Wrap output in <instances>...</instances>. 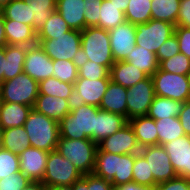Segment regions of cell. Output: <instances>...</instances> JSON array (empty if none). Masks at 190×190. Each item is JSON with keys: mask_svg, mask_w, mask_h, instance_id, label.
I'll return each mask as SVG.
<instances>
[{"mask_svg": "<svg viewBox=\"0 0 190 190\" xmlns=\"http://www.w3.org/2000/svg\"><path fill=\"white\" fill-rule=\"evenodd\" d=\"M128 122L134 130L140 148L158 145V133L154 119L146 115L132 118Z\"/></svg>", "mask_w": 190, "mask_h": 190, "instance_id": "603a6c76", "label": "cell"}, {"mask_svg": "<svg viewBox=\"0 0 190 190\" xmlns=\"http://www.w3.org/2000/svg\"><path fill=\"white\" fill-rule=\"evenodd\" d=\"M179 119L185 135L190 136V100L183 103V108L179 114Z\"/></svg>", "mask_w": 190, "mask_h": 190, "instance_id": "f5cc1de1", "label": "cell"}, {"mask_svg": "<svg viewBox=\"0 0 190 190\" xmlns=\"http://www.w3.org/2000/svg\"><path fill=\"white\" fill-rule=\"evenodd\" d=\"M155 190H190V180L177 176L171 180L158 183Z\"/></svg>", "mask_w": 190, "mask_h": 190, "instance_id": "c3c4849f", "label": "cell"}, {"mask_svg": "<svg viewBox=\"0 0 190 190\" xmlns=\"http://www.w3.org/2000/svg\"><path fill=\"white\" fill-rule=\"evenodd\" d=\"M87 188H91V190H112L114 187L110 181L99 178L94 174H88Z\"/></svg>", "mask_w": 190, "mask_h": 190, "instance_id": "816d5d0a", "label": "cell"}, {"mask_svg": "<svg viewBox=\"0 0 190 190\" xmlns=\"http://www.w3.org/2000/svg\"><path fill=\"white\" fill-rule=\"evenodd\" d=\"M39 95V83L24 71L0 84V102L19 103L33 108Z\"/></svg>", "mask_w": 190, "mask_h": 190, "instance_id": "5b68a950", "label": "cell"}, {"mask_svg": "<svg viewBox=\"0 0 190 190\" xmlns=\"http://www.w3.org/2000/svg\"><path fill=\"white\" fill-rule=\"evenodd\" d=\"M163 147L177 176L190 180V136L179 137L174 141L165 143Z\"/></svg>", "mask_w": 190, "mask_h": 190, "instance_id": "2e32d148", "label": "cell"}, {"mask_svg": "<svg viewBox=\"0 0 190 190\" xmlns=\"http://www.w3.org/2000/svg\"><path fill=\"white\" fill-rule=\"evenodd\" d=\"M98 108L73 102L71 111L59 122L60 138L75 140L90 138L93 141Z\"/></svg>", "mask_w": 190, "mask_h": 190, "instance_id": "6da1fadb", "label": "cell"}, {"mask_svg": "<svg viewBox=\"0 0 190 190\" xmlns=\"http://www.w3.org/2000/svg\"><path fill=\"white\" fill-rule=\"evenodd\" d=\"M127 90V120L146 116L155 97L152 78L147 77Z\"/></svg>", "mask_w": 190, "mask_h": 190, "instance_id": "30bf717a", "label": "cell"}, {"mask_svg": "<svg viewBox=\"0 0 190 190\" xmlns=\"http://www.w3.org/2000/svg\"><path fill=\"white\" fill-rule=\"evenodd\" d=\"M83 175L66 158L56 150L49 152L45 175L42 184L48 188L53 186H72Z\"/></svg>", "mask_w": 190, "mask_h": 190, "instance_id": "8992f818", "label": "cell"}, {"mask_svg": "<svg viewBox=\"0 0 190 190\" xmlns=\"http://www.w3.org/2000/svg\"><path fill=\"white\" fill-rule=\"evenodd\" d=\"M148 165L146 159L140 152L135 154L133 182L143 186L154 187V178L152 173H150Z\"/></svg>", "mask_w": 190, "mask_h": 190, "instance_id": "b9f144b4", "label": "cell"}, {"mask_svg": "<svg viewBox=\"0 0 190 190\" xmlns=\"http://www.w3.org/2000/svg\"><path fill=\"white\" fill-rule=\"evenodd\" d=\"M53 77L62 82L74 84L78 79V62L71 60H53Z\"/></svg>", "mask_w": 190, "mask_h": 190, "instance_id": "ab89813d", "label": "cell"}, {"mask_svg": "<svg viewBox=\"0 0 190 190\" xmlns=\"http://www.w3.org/2000/svg\"><path fill=\"white\" fill-rule=\"evenodd\" d=\"M56 151L69 160L82 175L93 174L97 143L89 139L59 138Z\"/></svg>", "mask_w": 190, "mask_h": 190, "instance_id": "277c9868", "label": "cell"}, {"mask_svg": "<svg viewBox=\"0 0 190 190\" xmlns=\"http://www.w3.org/2000/svg\"><path fill=\"white\" fill-rule=\"evenodd\" d=\"M135 163V154L120 155L118 176H114L111 181L113 187L126 184L133 181V167Z\"/></svg>", "mask_w": 190, "mask_h": 190, "instance_id": "60d3db41", "label": "cell"}, {"mask_svg": "<svg viewBox=\"0 0 190 190\" xmlns=\"http://www.w3.org/2000/svg\"><path fill=\"white\" fill-rule=\"evenodd\" d=\"M56 11L72 30L85 29L84 0H56Z\"/></svg>", "mask_w": 190, "mask_h": 190, "instance_id": "ac0fdd59", "label": "cell"}, {"mask_svg": "<svg viewBox=\"0 0 190 190\" xmlns=\"http://www.w3.org/2000/svg\"><path fill=\"white\" fill-rule=\"evenodd\" d=\"M5 19L3 16V12L0 9V48H4L7 44V39L5 36V28H4Z\"/></svg>", "mask_w": 190, "mask_h": 190, "instance_id": "11a10c76", "label": "cell"}, {"mask_svg": "<svg viewBox=\"0 0 190 190\" xmlns=\"http://www.w3.org/2000/svg\"><path fill=\"white\" fill-rule=\"evenodd\" d=\"M32 147L51 152L56 150L60 138L59 123L33 108L24 123Z\"/></svg>", "mask_w": 190, "mask_h": 190, "instance_id": "7a4b0ae2", "label": "cell"}, {"mask_svg": "<svg viewBox=\"0 0 190 190\" xmlns=\"http://www.w3.org/2000/svg\"><path fill=\"white\" fill-rule=\"evenodd\" d=\"M72 103L64 98L38 95L33 109L58 123L71 111Z\"/></svg>", "mask_w": 190, "mask_h": 190, "instance_id": "ffe728a7", "label": "cell"}, {"mask_svg": "<svg viewBox=\"0 0 190 190\" xmlns=\"http://www.w3.org/2000/svg\"><path fill=\"white\" fill-rule=\"evenodd\" d=\"M176 27L190 28V0H181Z\"/></svg>", "mask_w": 190, "mask_h": 190, "instance_id": "f907efd6", "label": "cell"}, {"mask_svg": "<svg viewBox=\"0 0 190 190\" xmlns=\"http://www.w3.org/2000/svg\"><path fill=\"white\" fill-rule=\"evenodd\" d=\"M187 78H188V82H189V85H190V71L187 73Z\"/></svg>", "mask_w": 190, "mask_h": 190, "instance_id": "e7e4bbea", "label": "cell"}, {"mask_svg": "<svg viewBox=\"0 0 190 190\" xmlns=\"http://www.w3.org/2000/svg\"><path fill=\"white\" fill-rule=\"evenodd\" d=\"M4 73H6V58L4 48H0V84L4 81Z\"/></svg>", "mask_w": 190, "mask_h": 190, "instance_id": "9f6ffc18", "label": "cell"}, {"mask_svg": "<svg viewBox=\"0 0 190 190\" xmlns=\"http://www.w3.org/2000/svg\"><path fill=\"white\" fill-rule=\"evenodd\" d=\"M22 190H46V187L42 184V182H31Z\"/></svg>", "mask_w": 190, "mask_h": 190, "instance_id": "91938a15", "label": "cell"}, {"mask_svg": "<svg viewBox=\"0 0 190 190\" xmlns=\"http://www.w3.org/2000/svg\"><path fill=\"white\" fill-rule=\"evenodd\" d=\"M149 164L150 173L154 178V188L158 183L165 182L177 177V174L170 162V158L163 145H153L140 149Z\"/></svg>", "mask_w": 190, "mask_h": 190, "instance_id": "8fae6325", "label": "cell"}, {"mask_svg": "<svg viewBox=\"0 0 190 190\" xmlns=\"http://www.w3.org/2000/svg\"><path fill=\"white\" fill-rule=\"evenodd\" d=\"M31 7L34 29L37 32L56 10V0H24Z\"/></svg>", "mask_w": 190, "mask_h": 190, "instance_id": "8d00e7d4", "label": "cell"}, {"mask_svg": "<svg viewBox=\"0 0 190 190\" xmlns=\"http://www.w3.org/2000/svg\"><path fill=\"white\" fill-rule=\"evenodd\" d=\"M128 123L126 117L98 108L93 141L97 144L109 135H113Z\"/></svg>", "mask_w": 190, "mask_h": 190, "instance_id": "d6986e66", "label": "cell"}, {"mask_svg": "<svg viewBox=\"0 0 190 190\" xmlns=\"http://www.w3.org/2000/svg\"><path fill=\"white\" fill-rule=\"evenodd\" d=\"M126 21L125 13L110 0H103L100 9L99 28L110 30Z\"/></svg>", "mask_w": 190, "mask_h": 190, "instance_id": "d590c367", "label": "cell"}, {"mask_svg": "<svg viewBox=\"0 0 190 190\" xmlns=\"http://www.w3.org/2000/svg\"><path fill=\"white\" fill-rule=\"evenodd\" d=\"M85 2V28L99 27L100 9L103 0H84Z\"/></svg>", "mask_w": 190, "mask_h": 190, "instance_id": "f6af8a7d", "label": "cell"}, {"mask_svg": "<svg viewBox=\"0 0 190 190\" xmlns=\"http://www.w3.org/2000/svg\"><path fill=\"white\" fill-rule=\"evenodd\" d=\"M31 109L28 105L0 102V127L5 130L23 126Z\"/></svg>", "mask_w": 190, "mask_h": 190, "instance_id": "cb8c5ba5", "label": "cell"}, {"mask_svg": "<svg viewBox=\"0 0 190 190\" xmlns=\"http://www.w3.org/2000/svg\"><path fill=\"white\" fill-rule=\"evenodd\" d=\"M127 92V88L110 81L99 108L127 118Z\"/></svg>", "mask_w": 190, "mask_h": 190, "instance_id": "44dd1931", "label": "cell"}, {"mask_svg": "<svg viewBox=\"0 0 190 190\" xmlns=\"http://www.w3.org/2000/svg\"><path fill=\"white\" fill-rule=\"evenodd\" d=\"M155 124L157 127L159 145H164L185 135L179 117L155 120Z\"/></svg>", "mask_w": 190, "mask_h": 190, "instance_id": "836d02e7", "label": "cell"}, {"mask_svg": "<svg viewBox=\"0 0 190 190\" xmlns=\"http://www.w3.org/2000/svg\"><path fill=\"white\" fill-rule=\"evenodd\" d=\"M32 181L21 171L0 180V190H22Z\"/></svg>", "mask_w": 190, "mask_h": 190, "instance_id": "bcb514c9", "label": "cell"}, {"mask_svg": "<svg viewBox=\"0 0 190 190\" xmlns=\"http://www.w3.org/2000/svg\"><path fill=\"white\" fill-rule=\"evenodd\" d=\"M140 147L133 128L129 122L113 135L102 139L97 144V151L109 152L112 154H137Z\"/></svg>", "mask_w": 190, "mask_h": 190, "instance_id": "7c38bea8", "label": "cell"}, {"mask_svg": "<svg viewBox=\"0 0 190 190\" xmlns=\"http://www.w3.org/2000/svg\"><path fill=\"white\" fill-rule=\"evenodd\" d=\"M180 53L179 44L175 33L170 36L163 45L158 49L156 56L159 64L174 55Z\"/></svg>", "mask_w": 190, "mask_h": 190, "instance_id": "7dc6e473", "label": "cell"}, {"mask_svg": "<svg viewBox=\"0 0 190 190\" xmlns=\"http://www.w3.org/2000/svg\"><path fill=\"white\" fill-rule=\"evenodd\" d=\"M30 146L31 143L24 126L8 128L2 131L1 148L19 155Z\"/></svg>", "mask_w": 190, "mask_h": 190, "instance_id": "f1b7e54d", "label": "cell"}, {"mask_svg": "<svg viewBox=\"0 0 190 190\" xmlns=\"http://www.w3.org/2000/svg\"><path fill=\"white\" fill-rule=\"evenodd\" d=\"M81 59L106 66L110 70L115 61L108 30L86 27L81 31Z\"/></svg>", "mask_w": 190, "mask_h": 190, "instance_id": "3957f363", "label": "cell"}, {"mask_svg": "<svg viewBox=\"0 0 190 190\" xmlns=\"http://www.w3.org/2000/svg\"><path fill=\"white\" fill-rule=\"evenodd\" d=\"M72 190H91V188H87V175H83L81 179L76 181L72 185Z\"/></svg>", "mask_w": 190, "mask_h": 190, "instance_id": "6f0895ef", "label": "cell"}, {"mask_svg": "<svg viewBox=\"0 0 190 190\" xmlns=\"http://www.w3.org/2000/svg\"><path fill=\"white\" fill-rule=\"evenodd\" d=\"M124 61L138 68L148 77H151L159 69V62L156 54L137 45Z\"/></svg>", "mask_w": 190, "mask_h": 190, "instance_id": "484cf974", "label": "cell"}, {"mask_svg": "<svg viewBox=\"0 0 190 190\" xmlns=\"http://www.w3.org/2000/svg\"><path fill=\"white\" fill-rule=\"evenodd\" d=\"M182 108L183 103L180 101L155 95L147 116L154 120L179 117Z\"/></svg>", "mask_w": 190, "mask_h": 190, "instance_id": "4316f807", "label": "cell"}, {"mask_svg": "<svg viewBox=\"0 0 190 190\" xmlns=\"http://www.w3.org/2000/svg\"><path fill=\"white\" fill-rule=\"evenodd\" d=\"M19 171L18 155L0 148V180Z\"/></svg>", "mask_w": 190, "mask_h": 190, "instance_id": "ee69618b", "label": "cell"}, {"mask_svg": "<svg viewBox=\"0 0 190 190\" xmlns=\"http://www.w3.org/2000/svg\"><path fill=\"white\" fill-rule=\"evenodd\" d=\"M2 131L3 129L0 127V148L2 146Z\"/></svg>", "mask_w": 190, "mask_h": 190, "instance_id": "be15d7a7", "label": "cell"}, {"mask_svg": "<svg viewBox=\"0 0 190 190\" xmlns=\"http://www.w3.org/2000/svg\"><path fill=\"white\" fill-rule=\"evenodd\" d=\"M180 1L181 0H152L151 19L167 21L176 27Z\"/></svg>", "mask_w": 190, "mask_h": 190, "instance_id": "d6a6232c", "label": "cell"}, {"mask_svg": "<svg viewBox=\"0 0 190 190\" xmlns=\"http://www.w3.org/2000/svg\"><path fill=\"white\" fill-rule=\"evenodd\" d=\"M152 0H130L125 12L126 21L137 25L151 19Z\"/></svg>", "mask_w": 190, "mask_h": 190, "instance_id": "74e56055", "label": "cell"}, {"mask_svg": "<svg viewBox=\"0 0 190 190\" xmlns=\"http://www.w3.org/2000/svg\"><path fill=\"white\" fill-rule=\"evenodd\" d=\"M70 30L62 16L55 10L44 26L37 31V40L56 39Z\"/></svg>", "mask_w": 190, "mask_h": 190, "instance_id": "e575fe53", "label": "cell"}, {"mask_svg": "<svg viewBox=\"0 0 190 190\" xmlns=\"http://www.w3.org/2000/svg\"><path fill=\"white\" fill-rule=\"evenodd\" d=\"M74 92V84L62 82L54 77L39 82V95L64 98L73 103Z\"/></svg>", "mask_w": 190, "mask_h": 190, "instance_id": "4dcf8cb0", "label": "cell"}, {"mask_svg": "<svg viewBox=\"0 0 190 190\" xmlns=\"http://www.w3.org/2000/svg\"><path fill=\"white\" fill-rule=\"evenodd\" d=\"M162 71L173 74L185 75L190 71V59L182 53H178L173 57L162 61L159 64Z\"/></svg>", "mask_w": 190, "mask_h": 190, "instance_id": "7bdbcfd3", "label": "cell"}, {"mask_svg": "<svg viewBox=\"0 0 190 190\" xmlns=\"http://www.w3.org/2000/svg\"><path fill=\"white\" fill-rule=\"evenodd\" d=\"M49 152L35 147H28L19 157L20 171L32 182H42Z\"/></svg>", "mask_w": 190, "mask_h": 190, "instance_id": "9a60e30c", "label": "cell"}, {"mask_svg": "<svg viewBox=\"0 0 190 190\" xmlns=\"http://www.w3.org/2000/svg\"><path fill=\"white\" fill-rule=\"evenodd\" d=\"M175 25L167 21L150 19L136 25V45L157 53L163 43L174 34Z\"/></svg>", "mask_w": 190, "mask_h": 190, "instance_id": "9c48e42d", "label": "cell"}, {"mask_svg": "<svg viewBox=\"0 0 190 190\" xmlns=\"http://www.w3.org/2000/svg\"><path fill=\"white\" fill-rule=\"evenodd\" d=\"M46 190H72V186H53L46 188Z\"/></svg>", "mask_w": 190, "mask_h": 190, "instance_id": "94428289", "label": "cell"}, {"mask_svg": "<svg viewBox=\"0 0 190 190\" xmlns=\"http://www.w3.org/2000/svg\"><path fill=\"white\" fill-rule=\"evenodd\" d=\"M115 188L117 190H154V187L139 185L133 181L126 184H121Z\"/></svg>", "mask_w": 190, "mask_h": 190, "instance_id": "db71d44e", "label": "cell"}, {"mask_svg": "<svg viewBox=\"0 0 190 190\" xmlns=\"http://www.w3.org/2000/svg\"><path fill=\"white\" fill-rule=\"evenodd\" d=\"M10 1H11V0H0V9H1L4 5L8 4Z\"/></svg>", "mask_w": 190, "mask_h": 190, "instance_id": "6125c7cd", "label": "cell"}, {"mask_svg": "<svg viewBox=\"0 0 190 190\" xmlns=\"http://www.w3.org/2000/svg\"><path fill=\"white\" fill-rule=\"evenodd\" d=\"M119 154L96 151L95 168L93 174L107 181H112L118 176Z\"/></svg>", "mask_w": 190, "mask_h": 190, "instance_id": "f546056e", "label": "cell"}, {"mask_svg": "<svg viewBox=\"0 0 190 190\" xmlns=\"http://www.w3.org/2000/svg\"><path fill=\"white\" fill-rule=\"evenodd\" d=\"M109 37L114 61H124L136 46V25L125 21L110 29Z\"/></svg>", "mask_w": 190, "mask_h": 190, "instance_id": "4fadbf2b", "label": "cell"}, {"mask_svg": "<svg viewBox=\"0 0 190 190\" xmlns=\"http://www.w3.org/2000/svg\"><path fill=\"white\" fill-rule=\"evenodd\" d=\"M44 52L52 60L81 59V31L70 30L56 39L37 40Z\"/></svg>", "mask_w": 190, "mask_h": 190, "instance_id": "52a82bcc", "label": "cell"}, {"mask_svg": "<svg viewBox=\"0 0 190 190\" xmlns=\"http://www.w3.org/2000/svg\"><path fill=\"white\" fill-rule=\"evenodd\" d=\"M110 1L115 6L118 7V10L123 11L125 13L130 0H110Z\"/></svg>", "mask_w": 190, "mask_h": 190, "instance_id": "680465c9", "label": "cell"}, {"mask_svg": "<svg viewBox=\"0 0 190 190\" xmlns=\"http://www.w3.org/2000/svg\"><path fill=\"white\" fill-rule=\"evenodd\" d=\"M27 48L28 47L24 45H6L4 47L6 58L4 81L15 78L18 74L23 72Z\"/></svg>", "mask_w": 190, "mask_h": 190, "instance_id": "83f0119b", "label": "cell"}, {"mask_svg": "<svg viewBox=\"0 0 190 190\" xmlns=\"http://www.w3.org/2000/svg\"><path fill=\"white\" fill-rule=\"evenodd\" d=\"M5 36L8 45L32 46L37 44V32L28 25L14 20H5Z\"/></svg>", "mask_w": 190, "mask_h": 190, "instance_id": "7402d4cb", "label": "cell"}, {"mask_svg": "<svg viewBox=\"0 0 190 190\" xmlns=\"http://www.w3.org/2000/svg\"><path fill=\"white\" fill-rule=\"evenodd\" d=\"M110 70L103 65L90 60L80 59L78 61V78L88 80L110 79Z\"/></svg>", "mask_w": 190, "mask_h": 190, "instance_id": "f35d334b", "label": "cell"}, {"mask_svg": "<svg viewBox=\"0 0 190 190\" xmlns=\"http://www.w3.org/2000/svg\"><path fill=\"white\" fill-rule=\"evenodd\" d=\"M23 71L39 83L53 77V60L46 55L38 43L28 46Z\"/></svg>", "mask_w": 190, "mask_h": 190, "instance_id": "5bb4252c", "label": "cell"}, {"mask_svg": "<svg viewBox=\"0 0 190 190\" xmlns=\"http://www.w3.org/2000/svg\"><path fill=\"white\" fill-rule=\"evenodd\" d=\"M155 95L177 100H190V85L185 75L162 71L160 68L151 76Z\"/></svg>", "mask_w": 190, "mask_h": 190, "instance_id": "ba28073f", "label": "cell"}, {"mask_svg": "<svg viewBox=\"0 0 190 190\" xmlns=\"http://www.w3.org/2000/svg\"><path fill=\"white\" fill-rule=\"evenodd\" d=\"M5 20H14L22 24H28L34 28L31 7L24 0H11L1 8Z\"/></svg>", "mask_w": 190, "mask_h": 190, "instance_id": "1f68e13d", "label": "cell"}, {"mask_svg": "<svg viewBox=\"0 0 190 190\" xmlns=\"http://www.w3.org/2000/svg\"><path fill=\"white\" fill-rule=\"evenodd\" d=\"M111 79L88 80L78 78L74 83V102L99 107Z\"/></svg>", "mask_w": 190, "mask_h": 190, "instance_id": "e0dca14e", "label": "cell"}, {"mask_svg": "<svg viewBox=\"0 0 190 190\" xmlns=\"http://www.w3.org/2000/svg\"><path fill=\"white\" fill-rule=\"evenodd\" d=\"M109 75L112 82L127 89L148 77L144 72H141L127 61L115 62L110 68Z\"/></svg>", "mask_w": 190, "mask_h": 190, "instance_id": "d4e9b609", "label": "cell"}, {"mask_svg": "<svg viewBox=\"0 0 190 190\" xmlns=\"http://www.w3.org/2000/svg\"><path fill=\"white\" fill-rule=\"evenodd\" d=\"M180 53L190 59V28L175 27Z\"/></svg>", "mask_w": 190, "mask_h": 190, "instance_id": "681fc988", "label": "cell"}]
</instances>
